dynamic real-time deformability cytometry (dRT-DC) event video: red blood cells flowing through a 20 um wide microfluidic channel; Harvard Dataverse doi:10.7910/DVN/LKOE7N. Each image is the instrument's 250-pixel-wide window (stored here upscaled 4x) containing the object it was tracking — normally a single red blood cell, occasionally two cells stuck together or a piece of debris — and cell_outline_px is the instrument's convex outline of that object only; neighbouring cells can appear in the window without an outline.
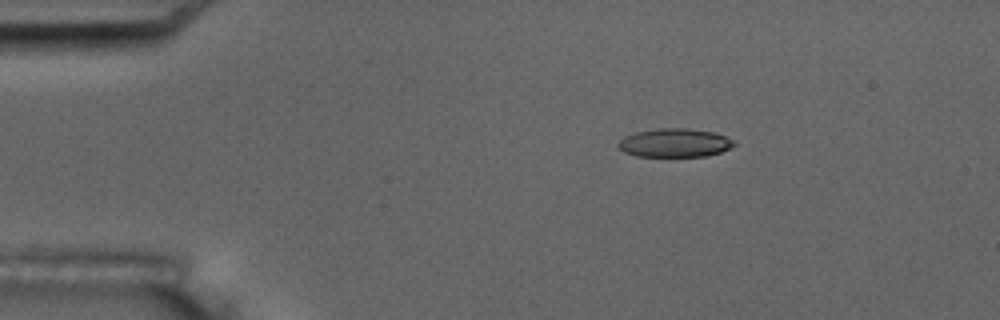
{"species": "common noctule bat (a hibernating species)", "species_latin": "Nyctalus noctula", "temperature_condition": "room temperature", "stored_images_in_passage": 5, "camera_frame_rate_fps": 3000, "um_per_image_px": 0.085, "animal": {"sex": "male", "body_mass_g": 17.5, "forearm_length_mm": 52.3}, "frame": {"image": 1, "passage_image": 3, "time_ms": 2.333, "image_size_px": [1000, 320], "cell_outline_px": [[736, 144], [720, 152], [704, 156], [636, 156], [624, 152], [616, 144], [624, 136], [636, 132], [660, 128], [688, 128], [716, 132], [736, 140]], "centroid_in_image_um": [57.37, 12.13], "position_along_channel_um": 27.6, "area_um2": 19.36}}